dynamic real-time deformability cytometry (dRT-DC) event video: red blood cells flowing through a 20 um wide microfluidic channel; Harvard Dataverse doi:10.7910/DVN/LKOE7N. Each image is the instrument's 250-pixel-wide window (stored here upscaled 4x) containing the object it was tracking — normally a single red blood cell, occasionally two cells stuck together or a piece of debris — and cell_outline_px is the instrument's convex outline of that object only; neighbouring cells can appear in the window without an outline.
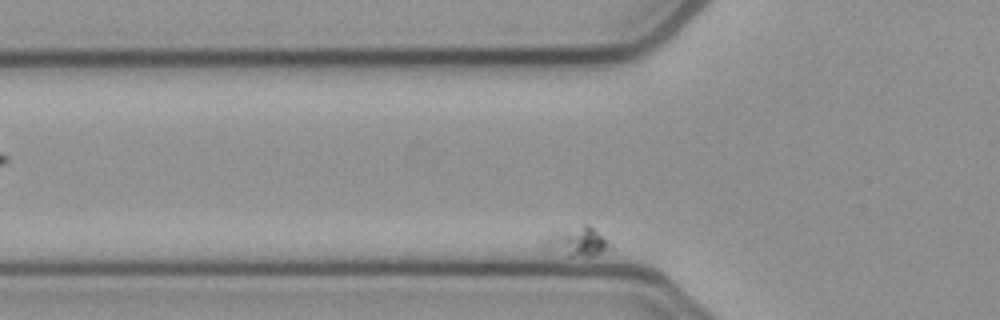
{"species": "common noctule bat (a hibernating species)", "species_latin": "Nyctalus noctula", "temperature_condition": "cold", "stored_images_in_passage": 37, "camera_frame_rate_fps": 3000, "um_per_image_px": 0.085, "animal": {"sex": "female", "body_mass_g": 21.9}, "frame": {"image": 1, "passage_image": 2, "time_ms": 0.333, "image_size_px": [1000, 320], "cell_outline_px": [[608, 248], [592, 256], [568, 256], [540, 248], [540, 244], [552, 232], [580, 224], [588, 224], [608, 244]], "centroid_in_image_um": [48.89, 20.54], "position_along_channel_um": 76.9, "area_um2": 10.98}}
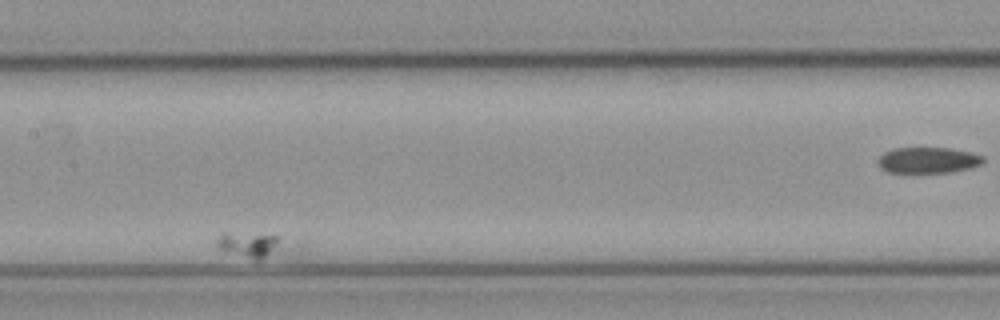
{"frame": {"image": 2, "passage_image": 16, "time_ms": 5.0, "image_size_px": [1000, 320], "cell_outline_px": [[308, 248], [304, 252], [260, 260], [252, 260], [224, 252], [216, 248], [216, 240], [220, 232], [224, 232], [280, 236], [308, 244]], "centroid_in_image_um": [21.95, 20.88], "position_along_channel_um": 185.5, "area_um2": 13.12}}